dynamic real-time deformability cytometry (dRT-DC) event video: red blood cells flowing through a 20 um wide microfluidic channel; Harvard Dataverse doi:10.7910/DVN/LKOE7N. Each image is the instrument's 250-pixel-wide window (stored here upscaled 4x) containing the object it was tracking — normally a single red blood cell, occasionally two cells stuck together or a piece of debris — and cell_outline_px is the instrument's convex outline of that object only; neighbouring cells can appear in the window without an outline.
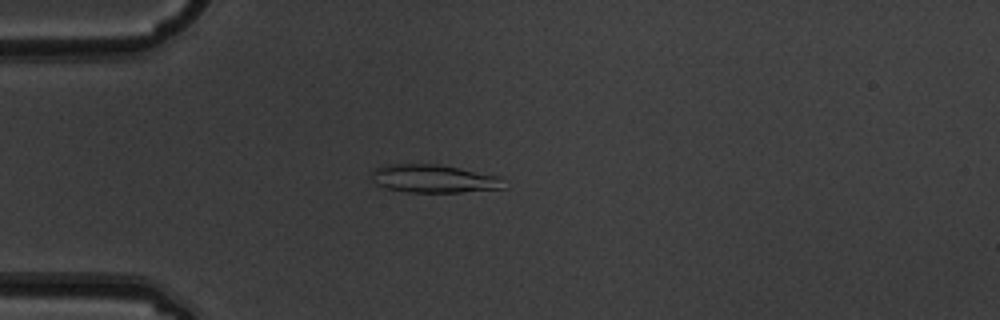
{"species": "common noctule bat (a hibernating species)", "species_latin": "Nyctalus noctula", "temperature_condition": "warm", "stored_images_in_passage": 4, "camera_frame_rate_fps": 3000, "um_per_image_px": 0.085, "animal": {"sex": "male", "body_mass_g": 19.5, "forearm_length_mm": 54.6}, "frame": {"image": 1, "passage_image": 4, "time_ms": 1.0, "image_size_px": [1000, 320], "cell_outline_px": [[508, 188], [460, 192], [408, 192], [384, 188], [376, 184], [368, 172], [376, 168], [388, 164], [440, 164], [500, 176]], "centroid_in_image_um": [36.87, 15.19], "position_along_channel_um": 48.1, "area_um2": 21.96}}